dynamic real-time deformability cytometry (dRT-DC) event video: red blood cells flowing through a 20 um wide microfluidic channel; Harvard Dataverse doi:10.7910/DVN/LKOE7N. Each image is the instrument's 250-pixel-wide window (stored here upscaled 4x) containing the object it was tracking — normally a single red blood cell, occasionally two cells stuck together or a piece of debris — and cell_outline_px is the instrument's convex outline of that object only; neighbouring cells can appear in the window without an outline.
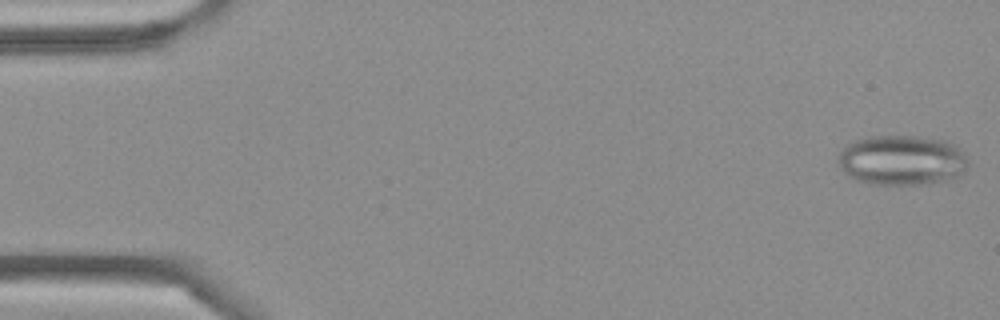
{"species": "Egyptian fruit bat (a non-hibernating species)", "species_latin": "Rousettus aegyptiacus", "temperature_condition": "cold", "stored_images_in_passage": 3, "camera_frame_rate_fps": 3000, "um_per_image_px": 0.085, "frame": {"image": 1, "passage_image": 1, "time_ms": 0.0, "image_size_px": [1000, 320], "cell_outline_px": [[968, 164], [964, 172], [960, 176], [948, 180], [924, 184], [868, 184], [856, 180], [848, 176], [840, 168], [836, 160], [840, 152], [848, 144], [856, 140], [868, 136], [920, 136], [944, 140], [956, 144], [968, 160]], "centroid_in_image_um": [76.66, 13.62], "position_along_channel_um": 8.3, "area_um2": 38.32}}